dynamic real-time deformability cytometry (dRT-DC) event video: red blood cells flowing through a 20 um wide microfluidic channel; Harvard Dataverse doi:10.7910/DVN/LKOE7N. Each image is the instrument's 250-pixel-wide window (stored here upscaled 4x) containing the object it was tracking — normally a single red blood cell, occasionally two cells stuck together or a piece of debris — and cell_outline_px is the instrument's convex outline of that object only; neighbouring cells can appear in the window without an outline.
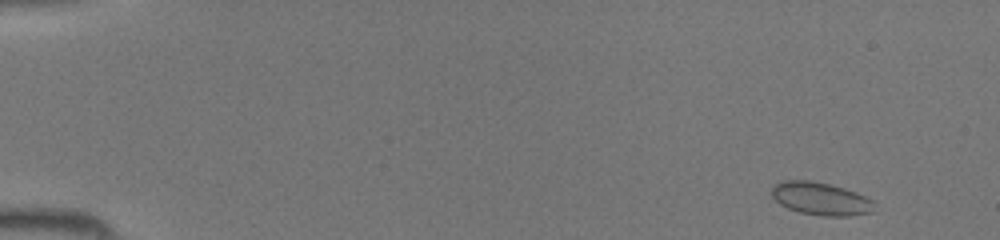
{"species": "common noctule bat (a hibernating species)", "species_latin": "Nyctalus noctula", "temperature_condition": "room temperature", "stored_images_in_passage": 13, "camera_frame_rate_fps": 3000, "um_per_image_px": 0.085, "animal": {"sex": "female", "body_mass_g": 19.5, "forearm_length_mm": 54.1}, "frame": {"image": 1, "passage_image": 2, "time_ms": 0.333, "image_size_px": [1000, 240], "cell_outline_px": [[876, 204], [872, 212], [848, 216], [820, 216], [800, 212], [788, 208], [780, 204], [772, 196], [772, 188], [780, 180], [812, 180], [844, 188], [856, 192], [872, 200]], "centroid_in_image_um": [69.76, 16.89], "position_along_channel_um": 15.2, "area_um2": 19.65}}
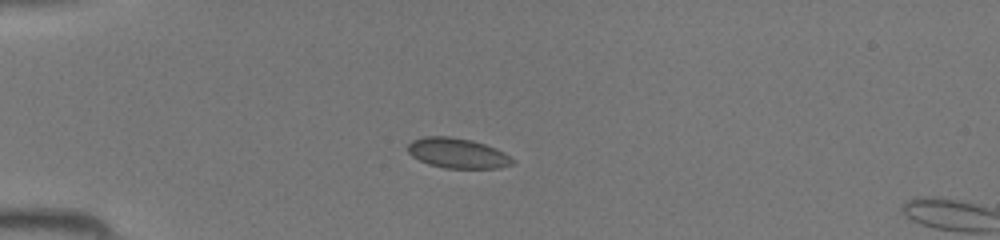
{"frame": {"image": 2, "passage_image": 11, "time_ms": 3.333, "image_size_px": [1000, 240], "cell_outline_px": [[516, 164], [500, 168], [444, 168], [428, 164], [412, 156], [408, 152], [408, 144], [412, 140], [424, 136], [452, 136], [472, 140], [496, 148], [504, 152], [516, 160]], "centroid_in_image_um": [38.93, 13.02], "position_along_channel_um": 46.1, "area_um2": 18.61}}